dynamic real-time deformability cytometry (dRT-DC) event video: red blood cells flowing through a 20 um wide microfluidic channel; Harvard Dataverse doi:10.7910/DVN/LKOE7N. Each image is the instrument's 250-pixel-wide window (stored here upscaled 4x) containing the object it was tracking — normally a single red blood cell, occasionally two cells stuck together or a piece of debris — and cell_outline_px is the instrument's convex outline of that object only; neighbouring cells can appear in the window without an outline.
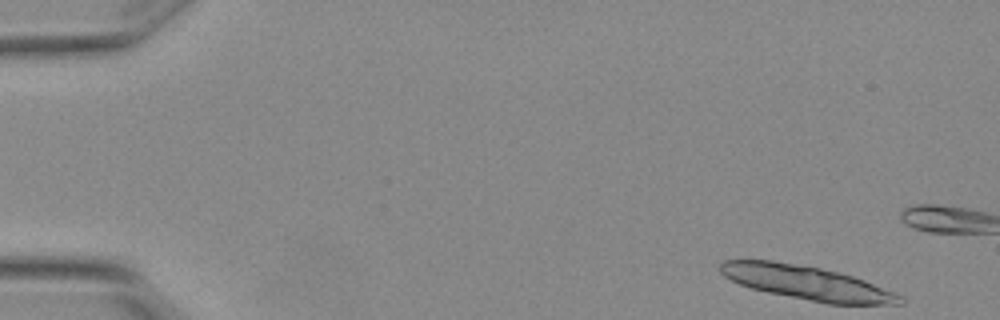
{"species": "Egyptian fruit bat (a non-hibernating species)", "species_latin": "Rousettus aegyptiacus", "temperature_condition": "warm", "stored_images_in_passage": 4, "camera_frame_rate_fps": 3000, "um_per_image_px": 0.085, "animal": {"sex": "female"}, "frame": {"image": 1, "passage_image": 1, "time_ms": 0.0, "image_size_px": [1000, 320], "cell_outline_px": [[904, 304], [828, 304], [768, 292], [752, 288], [740, 284], [724, 276], [720, 272], [720, 264], [724, 260], [772, 260], [820, 268], [852, 276], [864, 280], [904, 296]], "centroid_in_image_um": [68.6, 24.04], "position_along_channel_um": 16.4, "area_um2": 35.2}}